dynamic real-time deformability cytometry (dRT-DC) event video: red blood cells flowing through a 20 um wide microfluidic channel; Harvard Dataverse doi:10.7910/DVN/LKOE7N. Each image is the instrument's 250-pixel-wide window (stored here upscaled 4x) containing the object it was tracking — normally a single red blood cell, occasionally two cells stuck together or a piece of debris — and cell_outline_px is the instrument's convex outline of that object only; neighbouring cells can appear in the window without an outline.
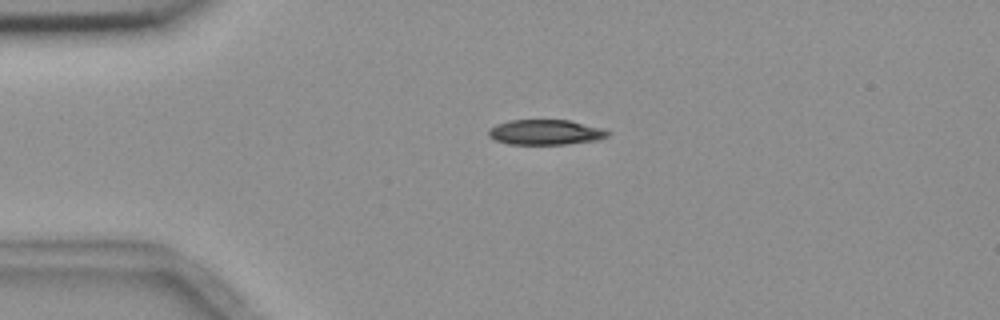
{"species": "common noctule bat (a hibernating species)", "species_latin": "Nyctalus noctula", "temperature_condition": "room temperature", "stored_images_in_passage": 1, "camera_frame_rate_fps": 3000, "um_per_image_px": 0.085, "animal": {"sex": "female", "body_mass_g": 18.4}, "frame": {"image": 1, "passage_image": 1, "time_ms": 0.0, "image_size_px": [1000, 320], "cell_outline_px": [[612, 132], [608, 136], [596, 140], [568, 144], [508, 144], [496, 140], [488, 136], [488, 128], [496, 124], [508, 120], [568, 120], [604, 128]], "centroid_in_image_um": [46.37, 11.23], "position_along_channel_um": 38.6, "area_um2": 17.63}}